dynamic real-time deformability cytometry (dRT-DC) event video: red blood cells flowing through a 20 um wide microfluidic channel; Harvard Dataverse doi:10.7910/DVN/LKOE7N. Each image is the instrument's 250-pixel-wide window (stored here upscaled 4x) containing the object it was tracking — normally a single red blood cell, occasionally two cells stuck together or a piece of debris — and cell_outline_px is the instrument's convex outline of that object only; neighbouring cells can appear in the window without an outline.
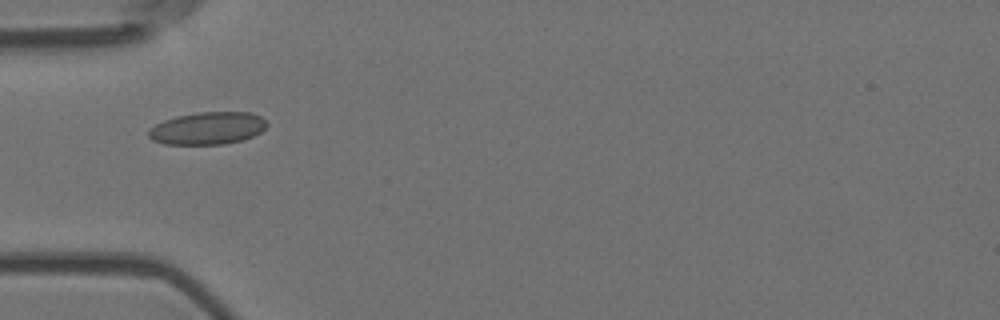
{"species": "Egyptian fruit bat (a non-hibernating species)", "species_latin": "Rousettus aegyptiacus", "temperature_condition": "room temperature", "stored_images_in_passage": 11, "camera_frame_rate_fps": 3000, "um_per_image_px": 0.085, "animal": {"sex": "female"}, "frame": {"image": 1, "passage_image": 5, "time_ms": 1.333, "image_size_px": [1000, 320], "cell_outline_px": [[268, 124], [260, 132], [252, 136], [240, 140], [224, 144], [164, 144], [152, 140], [148, 136], [148, 128], [164, 120], [176, 116], [196, 112], [252, 112], [260, 116]], "centroid_in_image_um": [17.61, 10.89], "position_along_channel_um": 67.4, "area_um2": 22.37}}
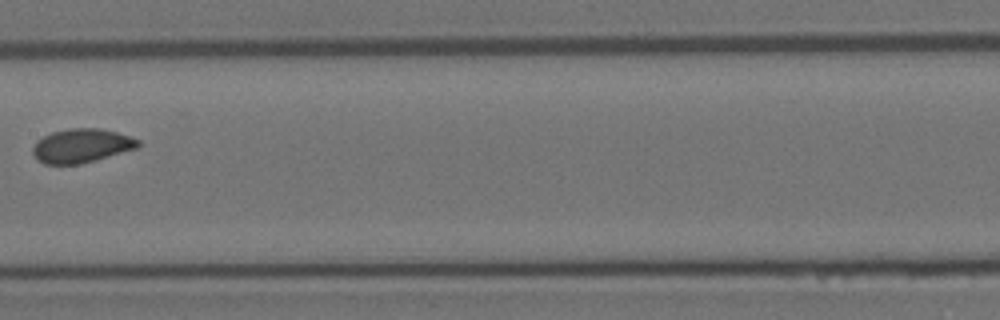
{"frame": {"image": 2, "passage_image": 8, "time_ms": 2.333, "image_size_px": [1000, 320], "cell_outline_px": [[140, 144], [136, 148], [96, 160], [80, 164], [44, 164], [32, 152], [32, 148], [36, 140], [52, 132], [68, 128], [100, 128], [116, 132], [140, 140]], "centroid_in_image_um": [6.91, 12.38], "position_along_channel_um": 200.5, "area_um2": 20.69}}
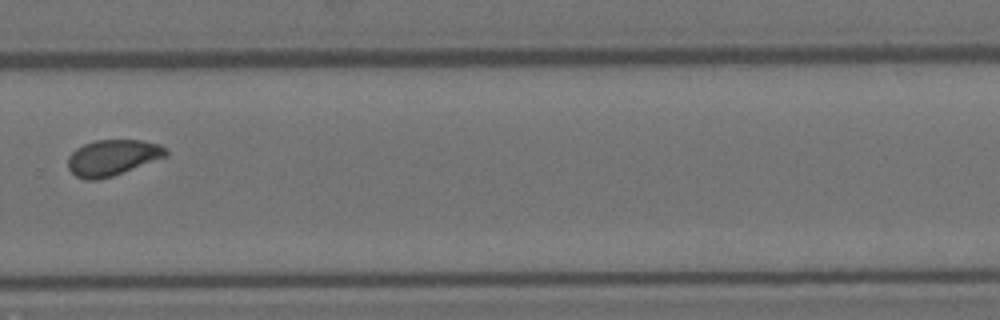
{"frame": {"image": 3, "passage_image": 11, "time_ms": 3.333, "image_size_px": [1000, 320], "cell_outline_px": [[168, 156], [112, 176], [100, 180], [84, 180], [76, 176], [68, 168], [68, 156], [76, 148], [84, 144], [96, 140], [140, 140], [160, 144], [168, 152]], "centroid_in_image_um": [9.55, 13.4], "position_along_channel_um": 320.2, "area_um2": 20.52}}